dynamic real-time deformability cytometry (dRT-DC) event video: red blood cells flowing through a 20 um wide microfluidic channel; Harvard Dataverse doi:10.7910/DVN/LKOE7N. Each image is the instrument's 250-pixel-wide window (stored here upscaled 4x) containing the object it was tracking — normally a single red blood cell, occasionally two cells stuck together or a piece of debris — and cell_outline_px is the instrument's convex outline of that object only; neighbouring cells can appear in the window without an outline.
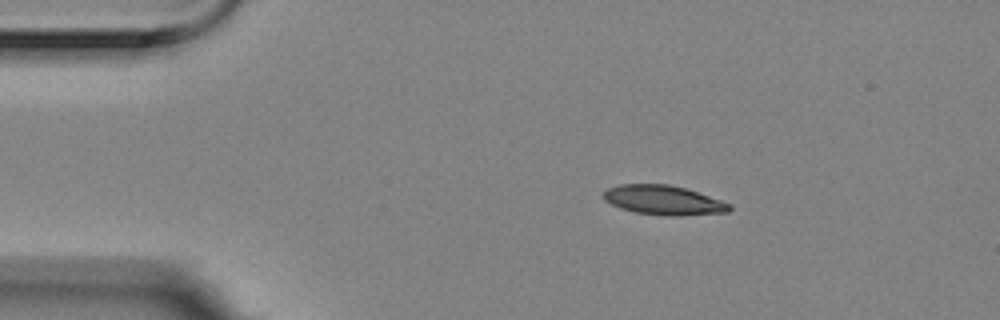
{"species": "Egyptian fruit bat (a non-hibernating species)", "species_latin": "Rousettus aegyptiacus", "temperature_condition": "room temperature", "stored_images_in_passage": 4, "camera_frame_rate_fps": 3000, "um_per_image_px": 0.085, "animal": {"sex": "female"}, "frame": {"image": 1, "passage_image": 1, "time_ms": 0.0, "image_size_px": [1000, 320], "cell_outline_px": [[732, 208], [728, 212], [680, 216], [664, 216], [636, 212], [620, 208], [604, 200], [604, 192], [608, 188], [620, 184], [668, 184], [684, 188], [732, 204]], "centroid_in_image_um": [56.4, 17.02], "position_along_channel_um": 28.6, "area_um2": 21.5}}
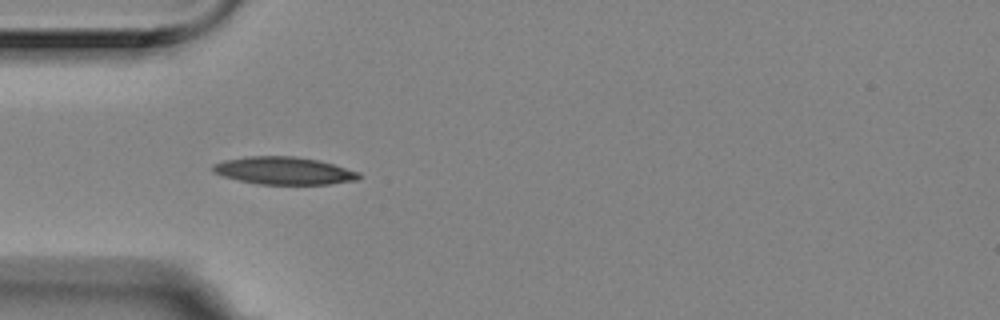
{"frame": {"image": 2, "passage_image": 3, "time_ms": 0.667, "image_size_px": [1000, 320], "cell_outline_px": [[364, 176], [360, 180], [328, 184], [260, 184], [240, 180], [224, 176], [212, 172], [212, 164], [224, 160], [248, 156], [292, 156], [316, 160], [332, 164], [360, 172]], "centroid_in_image_um": [24.16, 14.51], "position_along_channel_um": 60.8, "area_um2": 23.41}}
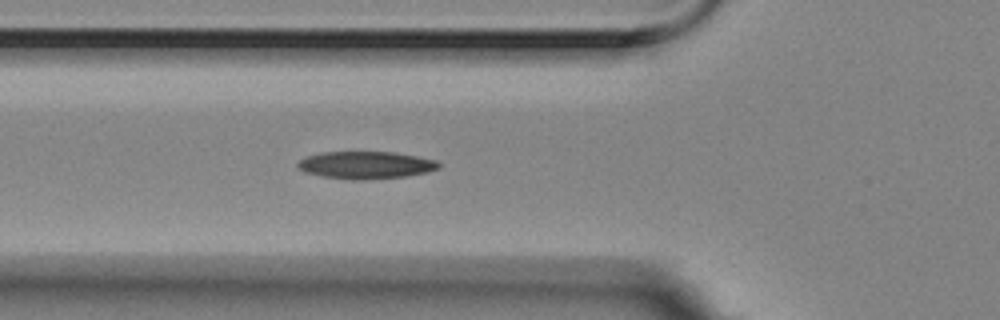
{"frame": {"image": 3, "passage_image": 4, "time_ms": 1.0, "image_size_px": [1000, 320], "cell_outline_px": [[440, 168], [424, 172], [404, 176], [364, 180], [348, 180], [324, 176], [304, 172], [296, 168], [296, 164], [300, 160], [308, 156], [320, 152], [396, 152], [436, 160], [440, 164]], "centroid_in_image_um": [31.05, 14.03], "position_along_channel_um": 94.7, "area_um2": 22.48}}